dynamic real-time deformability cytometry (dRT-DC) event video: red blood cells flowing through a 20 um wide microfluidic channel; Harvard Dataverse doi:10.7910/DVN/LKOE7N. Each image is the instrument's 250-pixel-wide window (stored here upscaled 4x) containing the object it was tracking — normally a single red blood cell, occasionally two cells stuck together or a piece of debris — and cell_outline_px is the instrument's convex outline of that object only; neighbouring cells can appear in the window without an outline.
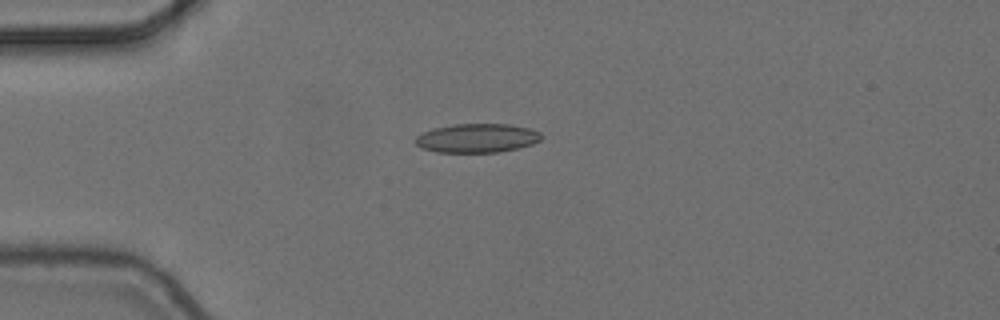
{"species": "common noctule bat (a hibernating species)", "species_latin": "Nyctalus noctula", "temperature_condition": "cold", "stored_images_in_passage": 5, "camera_frame_rate_fps": 3000, "um_per_image_px": 0.085, "animal": {"sex": "female", "body_mass_g": 24.6, "forearm_length_mm": 56.2}, "frame": {"image": 1, "passage_image": 1, "time_ms": 0.0, "image_size_px": [1000, 320], "cell_outline_px": [[544, 136], [540, 140], [532, 144], [520, 148], [500, 152], [436, 152], [420, 148], [416, 144], [416, 136], [432, 128], [452, 124], [508, 124], [532, 128], [540, 132]], "centroid_in_image_um": [40.58, 11.73], "position_along_channel_um": 44.4, "area_um2": 21.5}}
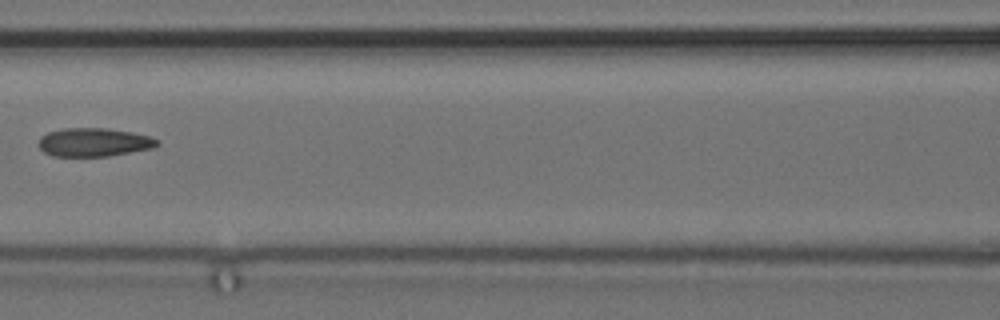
{"frame": {"image": 2, "passage_image": 4, "time_ms": 1.0, "image_size_px": [1000, 320], "cell_outline_px": [[160, 144], [152, 148], [108, 156], [52, 156], [44, 152], [40, 148], [40, 136], [48, 132], [64, 128], [104, 128], [132, 132], [148, 136], [160, 140]], "centroid_in_image_um": [7.99, 12.09], "position_along_channel_um": 158.6, "area_um2": 19.59}}
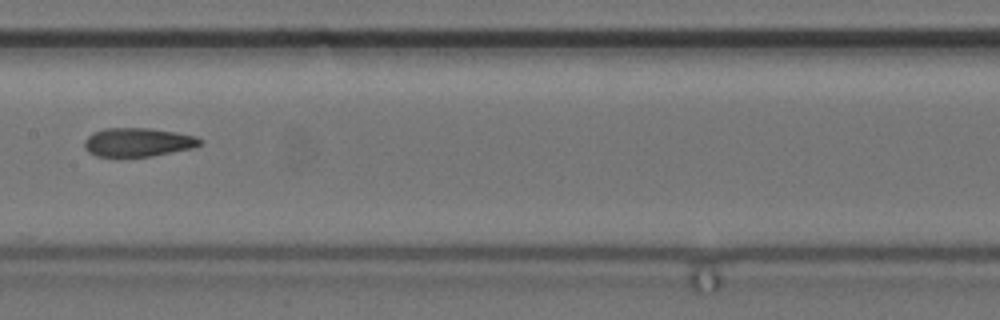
{"frame": {"image": 3, "passage_image": 5, "time_ms": 1.333, "image_size_px": [1000, 320], "cell_outline_px": [[204, 140], [200, 144], [192, 148], [152, 156], [96, 156], [88, 152], [84, 148], [84, 140], [92, 132], [104, 128], [148, 128], [176, 132], [196, 136]], "centroid_in_image_um": [11.7, 12.08], "position_along_channel_um": 195.7, "area_um2": 19.36}}